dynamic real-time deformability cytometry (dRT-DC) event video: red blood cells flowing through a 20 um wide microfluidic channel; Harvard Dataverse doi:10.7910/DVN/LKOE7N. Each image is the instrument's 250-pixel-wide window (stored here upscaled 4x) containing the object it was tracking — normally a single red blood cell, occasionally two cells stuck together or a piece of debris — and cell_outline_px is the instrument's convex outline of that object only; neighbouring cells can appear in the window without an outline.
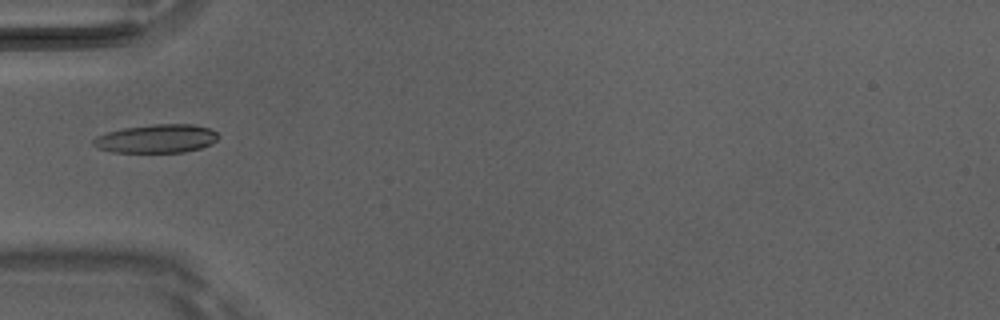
{"species": "Egyptian fruit bat (a non-hibernating species)", "species_latin": "Rousettus aegyptiacus", "temperature_condition": "room temperature", "stored_images_in_passage": 34, "camera_frame_rate_fps": 3000, "um_per_image_px": 0.085, "animal": {"sex": "male"}, "frame": {"image": 1, "passage_image": 1, "time_ms": 0.0, "image_size_px": [1000, 320], "cell_outline_px": [[220, 136], [212, 144], [200, 148], [184, 152], [112, 152], [100, 148], [92, 144], [92, 140], [96, 136], [108, 132], [124, 128], [152, 124], [192, 124], [208, 128], [216, 132]], "centroid_in_image_um": [13.32, 11.78], "position_along_channel_um": 71.7, "area_um2": 20.69}}
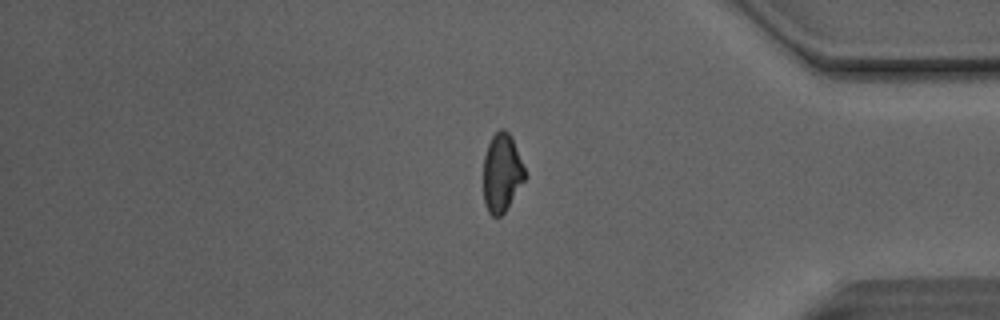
{"frame": {"image": 2, "passage_image": 26, "time_ms": 8.333, "image_size_px": [1000, 320], "cell_outline_px": [[528, 176], [504, 212], [500, 216], [492, 216], [488, 212], [484, 204], [484, 156], [488, 144], [492, 136], [500, 128], [504, 128], [512, 136]], "centroid_in_image_um": [42.67, 14.67], "position_along_channel_um": 392.5, "area_um2": 19.13}}
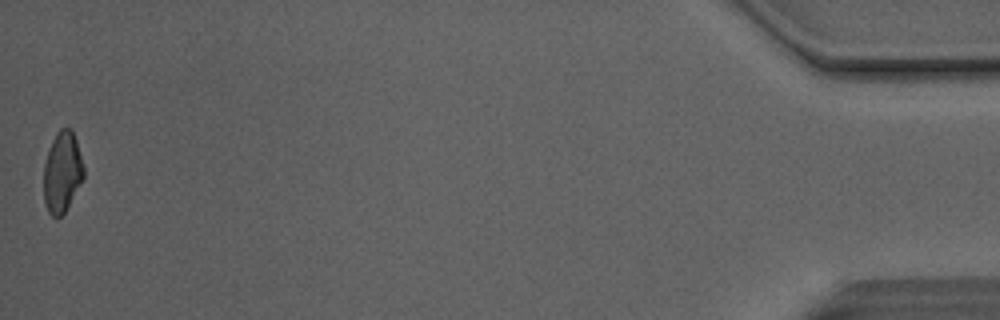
{"frame": {"image": 3, "passage_image": 34, "time_ms": 11.0, "image_size_px": [1000, 320], "cell_outline_px": [[84, 176], [64, 212], [56, 220], [48, 212], [44, 200], [44, 164], [52, 140], [56, 132], [60, 128], [72, 128], [76, 140], [84, 168]], "centroid_in_image_um": [5.27, 14.61], "position_along_channel_um": 429.9, "area_um2": 18.61}, "authors_computed_cell_mechanics": {"area_um2": 19.5075, "velocity_mm_per_s": 4.1318, "shape_relaxation_time_tau1_ms": 7.281, "shape_relaxation_time_tau2_ms": 2.5756, "deformation_change_tau1": 0.1915, "deformation_change_tau2": 0.0738}}